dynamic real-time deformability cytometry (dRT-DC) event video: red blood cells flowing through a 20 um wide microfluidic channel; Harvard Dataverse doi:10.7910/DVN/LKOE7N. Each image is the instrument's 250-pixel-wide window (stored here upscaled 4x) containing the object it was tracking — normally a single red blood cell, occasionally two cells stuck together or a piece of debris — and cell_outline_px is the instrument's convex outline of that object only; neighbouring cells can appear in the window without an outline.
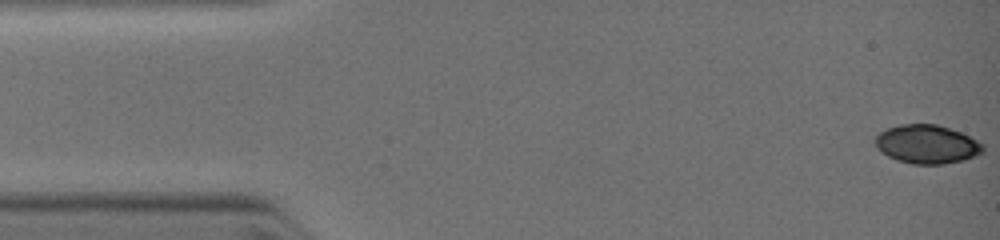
{"species": "common noctule bat (a hibernating species)", "species_latin": "Nyctalus noctula", "temperature_condition": "warm", "stored_images_in_passage": 22, "camera_frame_rate_fps": 3000, "um_per_image_px": 0.085, "animal": {"sex": "female", "body_mass_g": 19.0, "forearm_length_mm": 51.5}, "frame": {"image": 1, "passage_image": 1, "time_ms": 0.0, "image_size_px": [1000, 240], "cell_outline_px": [[984, 152], [964, 160], [944, 164], [912, 164], [896, 160], [880, 152], [876, 148], [876, 136], [880, 132], [888, 128], [900, 124], [936, 124], [960, 132], [976, 140], [984, 148]], "centroid_in_image_um": [78.76, 12.27], "position_along_channel_um": 6.2, "area_um2": 24.16}}
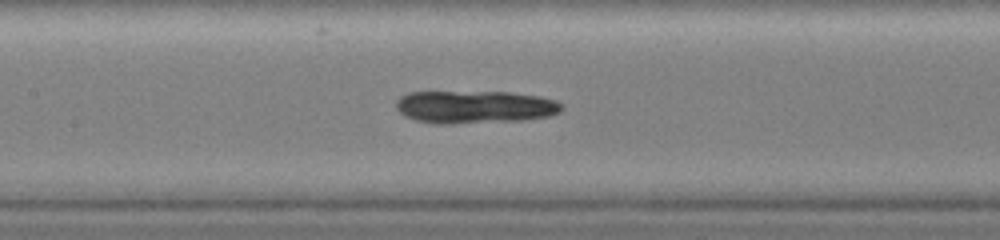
{"frame": {"image": 2, "passage_image": 17, "time_ms": 5.333, "image_size_px": [1000, 240], "cell_outline_px": [[564, 108], [560, 112], [548, 116], [524, 120], [452, 124], [436, 124], [416, 120], [404, 116], [396, 108], [396, 100], [400, 96], [408, 92], [508, 92], [540, 96], [556, 100], [564, 104]], "centroid_in_image_um": [40.37, 9.09], "position_along_channel_um": 167.0, "area_um2": 31.96}}
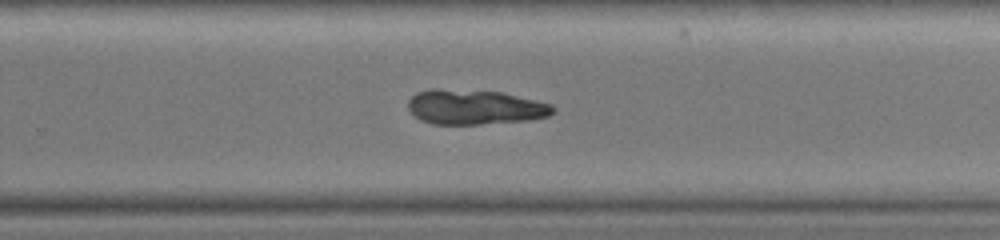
{"frame": {"image": 3, "passage_image": 22, "time_ms": 7.667, "image_size_px": [1000, 240], "cell_outline_px": [[556, 108], [548, 116], [528, 120], [480, 124], [432, 124], [420, 120], [408, 108], [408, 100], [416, 92], [432, 88], [436, 88], [500, 92], [536, 100], [552, 104]], "centroid_in_image_um": [40.34, 9.1], "position_along_channel_um": 289.5, "area_um2": 29.36}}